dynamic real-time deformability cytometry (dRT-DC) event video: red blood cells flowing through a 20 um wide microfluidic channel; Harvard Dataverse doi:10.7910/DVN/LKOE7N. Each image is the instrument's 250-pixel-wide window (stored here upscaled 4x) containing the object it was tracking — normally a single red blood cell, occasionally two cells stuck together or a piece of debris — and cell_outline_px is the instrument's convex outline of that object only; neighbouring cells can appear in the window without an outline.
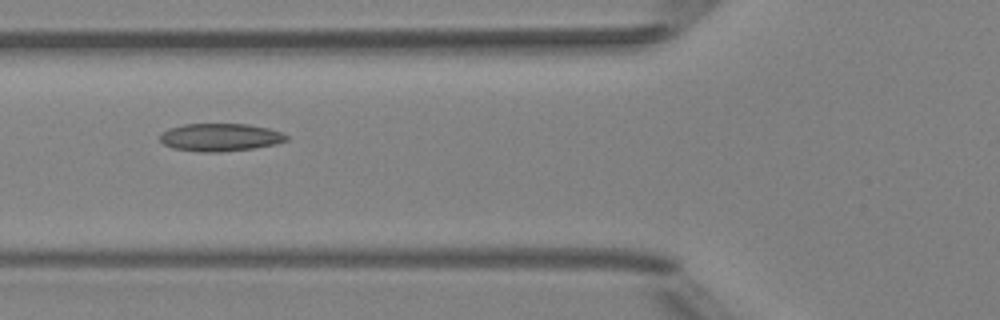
{"species": "Egyptian fruit bat (a non-hibernating species)", "species_latin": "Rousettus aegyptiacus", "temperature_condition": "room temperature", "stored_images_in_passage": 6, "camera_frame_rate_fps": 3000, "um_per_image_px": 0.085, "animal": {"sex": "female"}, "frame": {"image": 1, "passage_image": 6, "time_ms": 5.667, "image_size_px": [1000, 320], "cell_outline_px": [[288, 140], [276, 144], [252, 148], [220, 152], [200, 152], [172, 148], [164, 144], [160, 140], [160, 132], [168, 128], [184, 124], [248, 124], [268, 128], [280, 132], [288, 136]], "centroid_in_image_um": [18.68, 11.67], "position_along_channel_um": 107.1, "area_um2": 20.52}}